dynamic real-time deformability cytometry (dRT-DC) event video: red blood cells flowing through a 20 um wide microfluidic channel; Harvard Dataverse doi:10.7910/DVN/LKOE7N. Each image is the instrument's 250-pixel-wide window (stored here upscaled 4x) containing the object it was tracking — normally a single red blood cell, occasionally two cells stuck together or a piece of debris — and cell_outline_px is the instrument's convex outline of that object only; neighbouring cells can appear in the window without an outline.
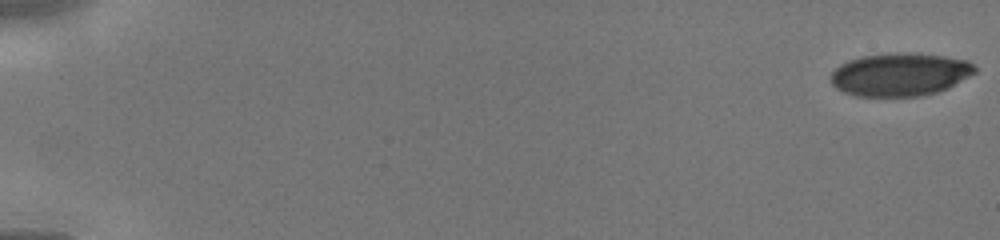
{"species": "human", "species_latin": "Homo sapiens", "temperature_condition": "cold", "stored_images_in_passage": 46, "camera_frame_rate_fps": 3000, "um_per_image_px": 0.085, "donor": {"sex": "male"}, "frame": {"image": 1, "passage_image": 1, "time_ms": 0.0, "image_size_px": [1000, 240], "cell_outline_px": [[976, 72], [948, 88], [924, 96], [856, 96], [844, 92], [836, 88], [832, 84], [828, 76], [840, 64], [848, 60], [860, 56], [944, 56], [968, 60], [976, 68]], "centroid_in_image_um": [76.47, 6.39], "position_along_channel_um": 8.5, "area_um2": 35.03}}
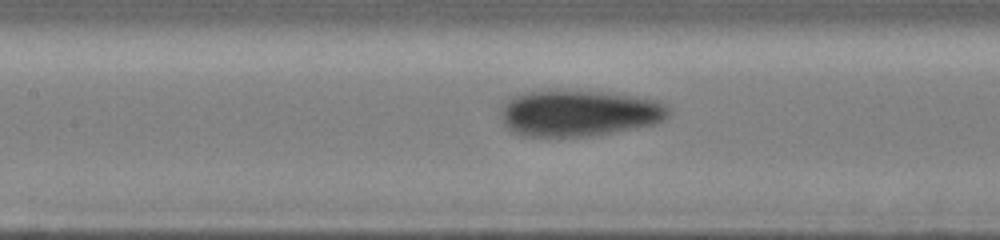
{"frame": {"image": 2, "passage_image": 23, "time_ms": 7.333, "image_size_px": [1000, 240], "cell_outline_px": [[672, 112], [664, 120], [656, 124], [636, 128], [592, 136], [520, 136], [512, 132], [500, 120], [500, 104], [504, 100], [520, 92], [556, 88], [608, 92], [636, 96], [660, 100], [668, 104]], "centroid_in_image_um": [49.18, 9.58], "position_along_channel_um": 158.2, "area_um2": 47.05}}
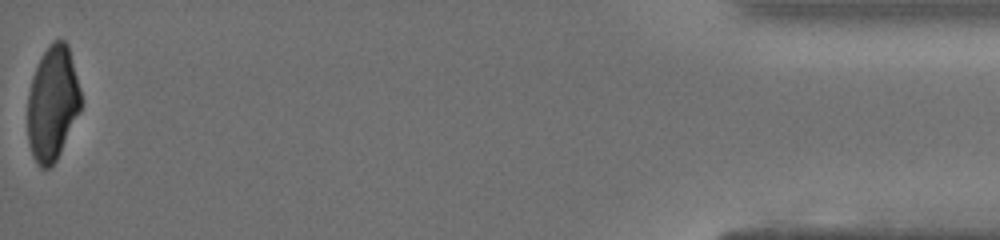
{"frame": {"image": 3, "passage_image": 46, "time_ms": 15.0, "image_size_px": [1000, 240], "cell_outline_px": [[80, 112], [56, 160], [48, 168], [40, 168], [36, 164], [32, 156], [28, 144], [28, 96], [32, 76], [48, 44], [52, 40], [64, 40], [68, 44], [80, 88]], "centroid_in_image_um": [4.46, 8.79], "position_along_channel_um": 430.7, "area_um2": 35.49}}